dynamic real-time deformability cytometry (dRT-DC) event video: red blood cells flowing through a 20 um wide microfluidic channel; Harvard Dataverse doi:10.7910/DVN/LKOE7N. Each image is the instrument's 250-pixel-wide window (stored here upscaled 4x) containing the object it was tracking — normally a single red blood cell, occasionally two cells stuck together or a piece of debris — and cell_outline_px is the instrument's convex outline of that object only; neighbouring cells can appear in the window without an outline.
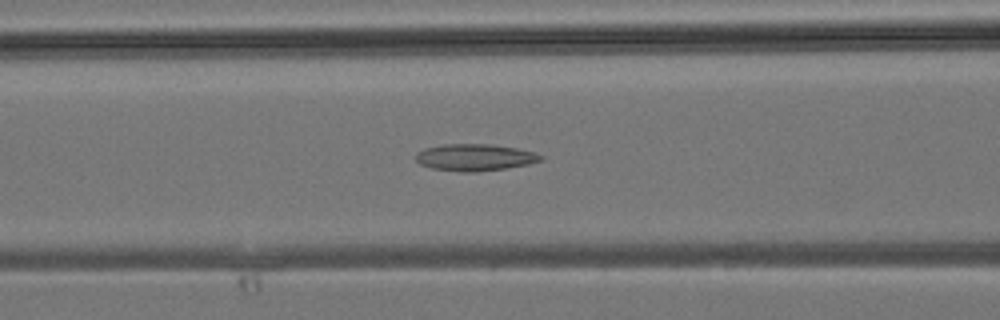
{"species": "common noctule bat (a hibernating species)", "species_latin": "Nyctalus noctula", "temperature_condition": "room temperature", "stored_images_in_passage": 38, "camera_frame_rate_fps": 3000, "um_per_image_px": 0.085, "animal": {"sex": "male", "body_mass_g": 19.2, "forearm_length_mm": 51.8}, "frame": {"image": 1, "passage_image": 15, "time_ms": 4.667, "image_size_px": [1000, 320], "cell_outline_px": [[544, 160], [528, 164], [504, 168], [476, 172], [460, 172], [432, 168], [420, 164], [416, 160], [416, 152], [424, 148], [444, 144], [492, 144], [516, 148], [536, 152], [544, 156]], "centroid_in_image_um": [40.38, 13.37], "position_along_channel_um": 126.2, "area_um2": 19.65}}
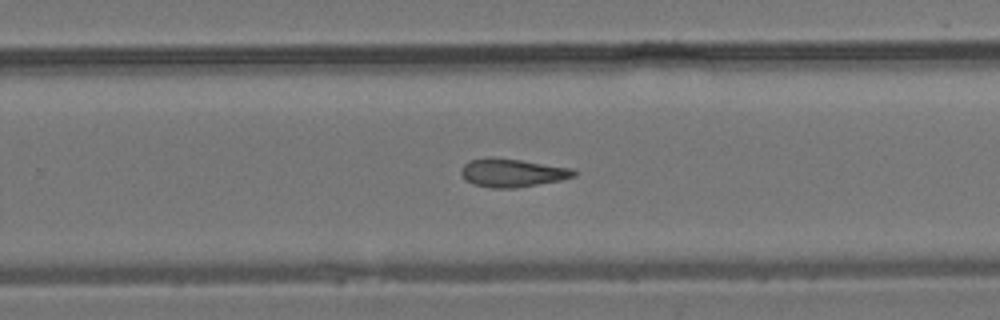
{"frame": {"image": 2, "passage_image": 24, "time_ms": 7.667, "image_size_px": [1000, 320], "cell_outline_px": [[576, 176], [560, 180], [516, 188], [492, 188], [472, 184], [464, 180], [460, 172], [460, 168], [468, 160], [488, 156], [492, 156], [520, 160], [572, 168], [576, 172]], "centroid_in_image_um": [43.47, 14.68], "position_along_channel_um": 286.3, "area_um2": 18.84}}
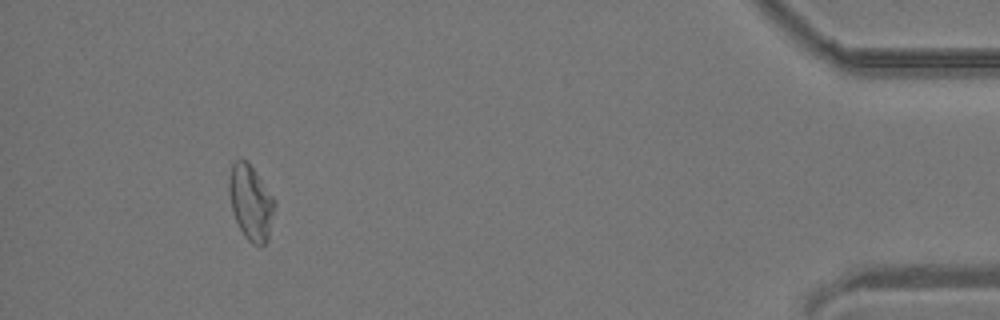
{"frame": {"image": 3, "passage_image": 35, "time_ms": 11.333, "image_size_px": [1000, 320], "cell_outline_px": [[276, 204], [268, 240], [264, 244], [252, 244], [244, 236], [232, 212], [228, 192], [228, 180], [232, 164], [236, 160], [248, 160], [276, 200]], "centroid_in_image_um": [21.32, 17.19], "position_along_channel_um": 413.9, "area_um2": 20.17}}